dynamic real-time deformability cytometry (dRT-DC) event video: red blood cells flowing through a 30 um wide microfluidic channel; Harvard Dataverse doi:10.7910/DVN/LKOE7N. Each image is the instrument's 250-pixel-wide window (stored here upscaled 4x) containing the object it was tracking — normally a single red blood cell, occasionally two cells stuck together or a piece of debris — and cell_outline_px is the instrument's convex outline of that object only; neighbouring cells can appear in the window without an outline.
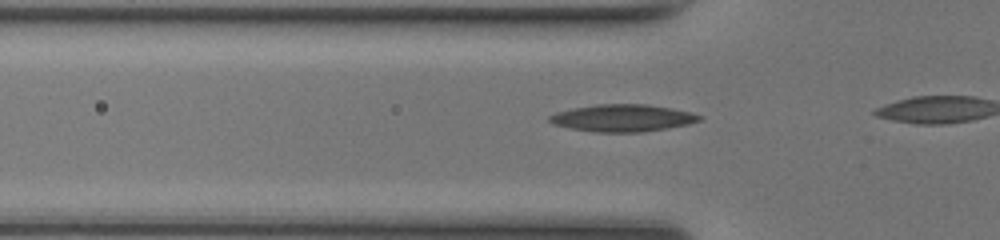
{"species": "common noctule bat (a hibernating species)", "species_latin": "Nyctalus noctula", "temperature_condition": "room temperature", "stored_images_in_passage": 10, "camera_frame_rate_fps": 3000, "um_per_image_px": 0.085, "animal": {"sex": "female", "body_mass_g": 17.0, "forearm_length_mm": 48.0}, "frame": {"image": 1, "passage_image": 5, "time_ms": 1.333, "image_size_px": [1000, 240], "cell_outline_px": [[704, 116], [700, 120], [688, 124], [640, 132], [596, 132], [572, 128], [552, 124], [548, 120], [548, 116], [556, 112], [572, 108], [596, 104], [648, 104], [688, 112]], "centroid_in_image_um": [52.87, 10.02], "position_along_channel_um": 72.9, "area_um2": 23.47}}
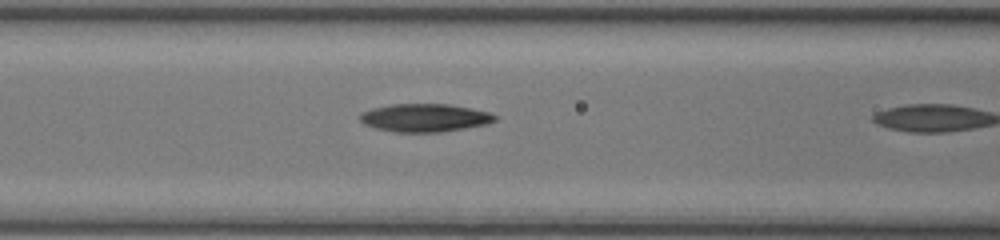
{"frame": {"image": 2, "passage_image": 9, "time_ms": 2.667, "image_size_px": [1000, 240], "cell_outline_px": [[496, 120], [484, 124], [464, 128], [440, 132], [396, 132], [376, 128], [364, 124], [360, 120], [360, 112], [372, 108], [392, 104], [448, 104], [488, 112], [496, 116]], "centroid_in_image_um": [36.04, 10.01], "position_along_channel_um": 130.6, "area_um2": 21.79}}